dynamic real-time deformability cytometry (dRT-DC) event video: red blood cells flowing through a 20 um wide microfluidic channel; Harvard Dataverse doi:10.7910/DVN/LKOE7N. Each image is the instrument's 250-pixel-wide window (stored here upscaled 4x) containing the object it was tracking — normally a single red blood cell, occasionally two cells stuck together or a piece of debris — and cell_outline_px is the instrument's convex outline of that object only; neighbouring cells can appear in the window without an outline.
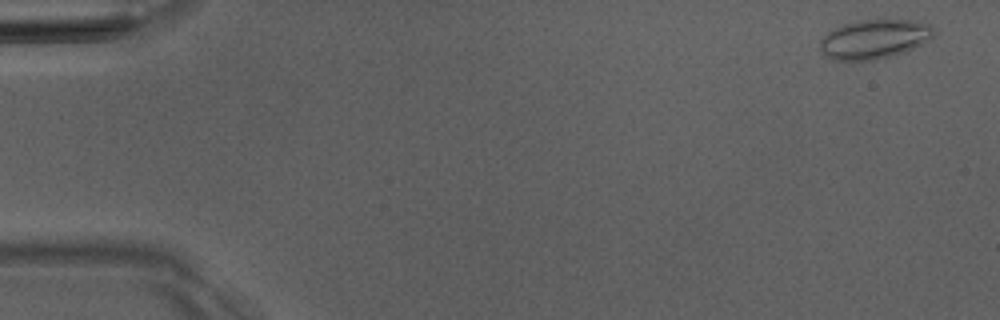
{"species": "Egyptian fruit bat (a non-hibernating species)", "species_latin": "Rousettus aegyptiacus", "temperature_condition": "room temperature", "stored_images_in_passage": 3, "camera_frame_rate_fps": 3000, "um_per_image_px": 0.085, "animal": {"sex": "male"}, "frame": {"image": 1, "passage_image": 1, "time_ms": 0.0, "image_size_px": [1000, 320], "cell_outline_px": [[936, 32], [928, 40], [904, 52], [892, 56], [876, 60], [832, 60], [820, 52], [820, 40], [828, 32], [844, 24], [860, 20], [912, 20], [932, 24]], "centroid_in_image_um": [74.32, 3.33], "position_along_channel_um": 10.7, "area_um2": 26.01}}